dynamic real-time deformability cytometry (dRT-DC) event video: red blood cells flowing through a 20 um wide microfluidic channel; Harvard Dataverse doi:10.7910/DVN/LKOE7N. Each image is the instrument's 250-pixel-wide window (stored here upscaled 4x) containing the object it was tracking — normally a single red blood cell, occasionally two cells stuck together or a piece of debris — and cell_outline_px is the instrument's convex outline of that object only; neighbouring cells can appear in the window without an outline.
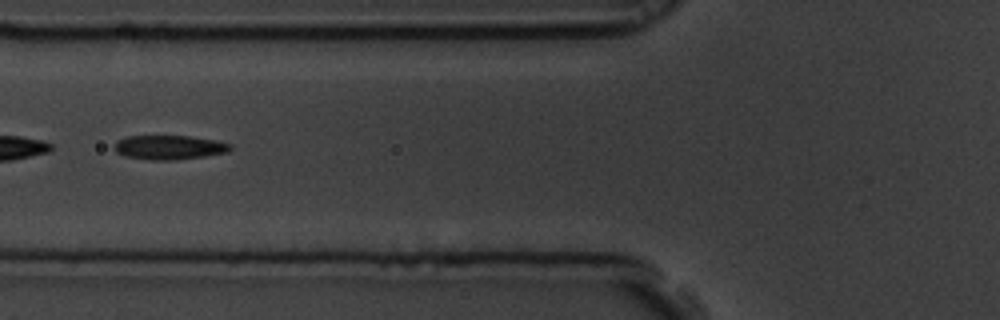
{"species": "common noctule bat (a hibernating species)", "species_latin": "Nyctalus noctula", "temperature_condition": "room temperature", "stored_images_in_passage": 8, "segment_of_instrument_passage": [2, 2], "camera_frame_rate_fps": 3000, "um_per_image_px": 0.085, "animal": {"sex": "male", "body_mass_g": 19.5, "forearm_length_mm": 54.6}, "frame": {"image": 1, "passage_image": 7, "time_ms": 2.0, "image_size_px": [1000, 320], "cell_outline_px": [[232, 148], [228, 152], [204, 156], [176, 160], [152, 160], [124, 156], [116, 152], [116, 140], [124, 136], [188, 136], [216, 140], [232, 144]], "centroid_in_image_um": [14.39, 12.52], "position_along_channel_um": 111.4, "area_um2": 16.42}}